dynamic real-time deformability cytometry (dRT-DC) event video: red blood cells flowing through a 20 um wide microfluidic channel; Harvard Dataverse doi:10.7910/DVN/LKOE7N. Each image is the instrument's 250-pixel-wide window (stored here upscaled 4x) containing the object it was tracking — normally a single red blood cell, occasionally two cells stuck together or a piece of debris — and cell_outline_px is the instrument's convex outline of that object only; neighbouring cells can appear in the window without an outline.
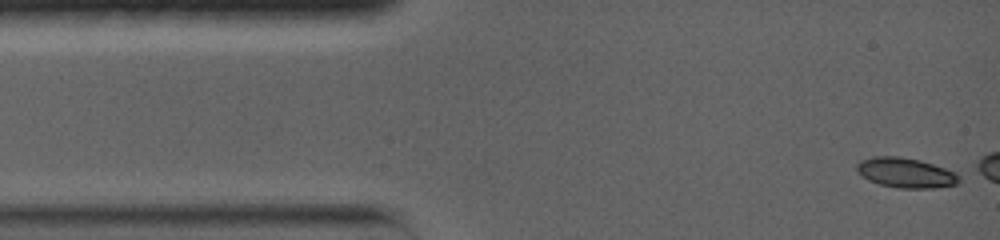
{"species": "common noctule bat (a hibernating species)", "species_latin": "Nyctalus noctula", "temperature_condition": "warm", "stored_images_in_passage": 5, "camera_frame_rate_fps": 5000, "um_per_image_px": 0.085, "animal": {"sex": "female", "body_mass_g": 19.0, "forearm_length_mm": 56.7}, "frame": {"image": 1, "passage_image": 1, "time_ms": 0.0, "image_size_px": [1000, 240], "cell_outline_px": [[960, 184], [936, 188], [896, 188], [880, 184], [868, 180], [856, 168], [856, 164], [860, 160], [872, 156], [900, 156], [920, 160], [956, 172], [960, 176]], "centroid_in_image_um": [77.02, 14.69], "position_along_channel_um": 8.0, "area_um2": 17.98}}